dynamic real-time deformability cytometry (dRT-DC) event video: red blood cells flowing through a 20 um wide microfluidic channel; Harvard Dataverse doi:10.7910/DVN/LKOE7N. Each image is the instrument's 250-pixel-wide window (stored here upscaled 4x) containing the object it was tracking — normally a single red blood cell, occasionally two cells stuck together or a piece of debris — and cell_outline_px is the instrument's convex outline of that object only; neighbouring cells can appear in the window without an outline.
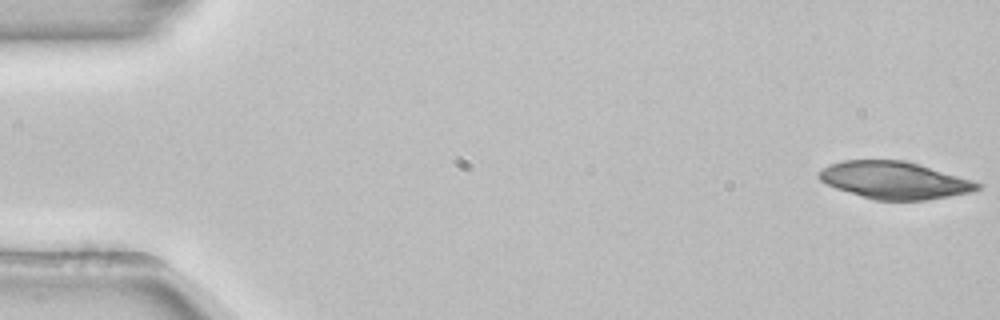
{"species": "common noctule bat (a hibernating species)", "species_latin": "Nyctalus noctula", "temperature_condition": "room temperature", "stored_images_in_passage": 52, "camera_frame_rate_fps": 3000, "um_per_image_px": 0.085, "animal": {"sex": "female", "body_mass_g": 22.7, "forearm_length_mm": 54.2}, "frame": {"image": 1, "passage_image": 1, "time_ms": 0.0, "image_size_px": [1000, 320], "cell_outline_px": [[984, 188], [972, 192], [924, 200], [872, 200], [836, 188], [820, 180], [816, 176], [824, 168], [832, 164], [844, 160], [904, 160], [920, 164], [972, 180], [984, 184]], "centroid_in_image_um": [76.08, 15.32], "position_along_channel_um": 8.9, "area_um2": 34.39}}